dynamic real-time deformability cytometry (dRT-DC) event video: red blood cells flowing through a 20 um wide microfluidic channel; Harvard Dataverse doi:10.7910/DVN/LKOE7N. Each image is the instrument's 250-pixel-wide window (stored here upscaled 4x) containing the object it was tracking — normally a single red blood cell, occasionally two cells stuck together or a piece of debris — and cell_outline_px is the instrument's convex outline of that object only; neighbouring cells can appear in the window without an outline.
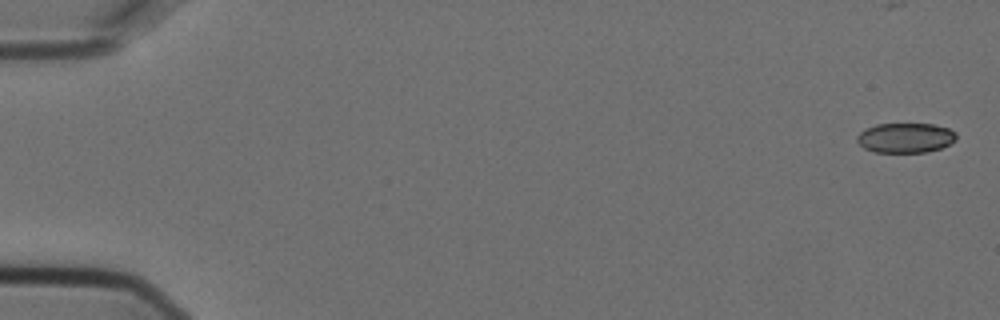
{"species": "Egyptian fruit bat (a non-hibernating species)", "species_latin": "Rousettus aegyptiacus", "temperature_condition": "cold", "stored_images_in_passage": 9, "camera_frame_rate_fps": 3000, "um_per_image_px": 0.085, "animal": {"sex": "female"}, "frame": {"image": 1, "passage_image": 1, "time_ms": 0.0, "image_size_px": [1000, 320], "cell_outline_px": [[956, 140], [940, 148], [928, 152], [876, 152], [864, 148], [856, 140], [856, 136], [864, 128], [876, 124], [932, 124], [948, 128], [956, 132]], "centroid_in_image_um": [76.94, 11.71], "position_along_channel_um": 8.1, "area_um2": 17.28}}
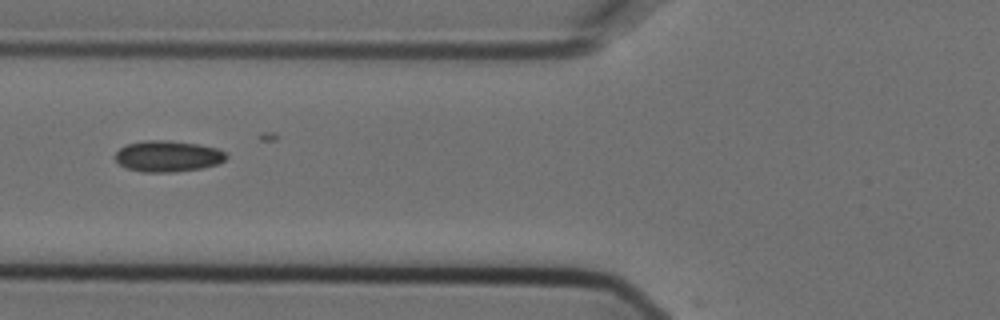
{"frame": {"image": 2, "passage_image": 7, "time_ms": 2.0, "image_size_px": [1000, 320], "cell_outline_px": [[228, 156], [224, 160], [216, 164], [200, 168], [172, 172], [144, 172], [128, 168], [120, 164], [116, 160], [116, 152], [120, 148], [128, 144], [144, 140], [164, 140], [200, 144], [216, 148], [224, 152]], "centroid_in_image_um": [14.26, 13.27], "position_along_channel_um": 111.5, "area_um2": 19.88}}
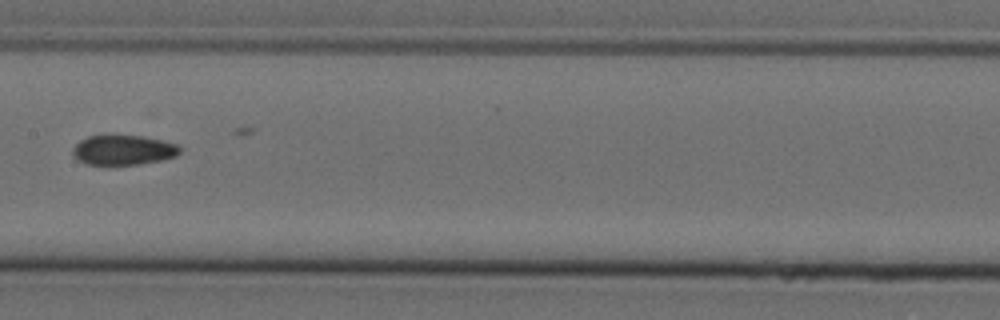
{"frame": {"image": 3, "passage_image": 9, "time_ms": 2.667, "image_size_px": [1000, 320], "cell_outline_px": [[180, 152], [176, 156], [160, 160], [136, 164], [88, 164], [76, 160], [72, 156], [72, 148], [80, 140], [88, 136], [144, 136], [176, 144], [180, 148]], "centroid_in_image_um": [10.43, 12.75], "position_along_channel_um": 197.0, "area_um2": 18.38}}